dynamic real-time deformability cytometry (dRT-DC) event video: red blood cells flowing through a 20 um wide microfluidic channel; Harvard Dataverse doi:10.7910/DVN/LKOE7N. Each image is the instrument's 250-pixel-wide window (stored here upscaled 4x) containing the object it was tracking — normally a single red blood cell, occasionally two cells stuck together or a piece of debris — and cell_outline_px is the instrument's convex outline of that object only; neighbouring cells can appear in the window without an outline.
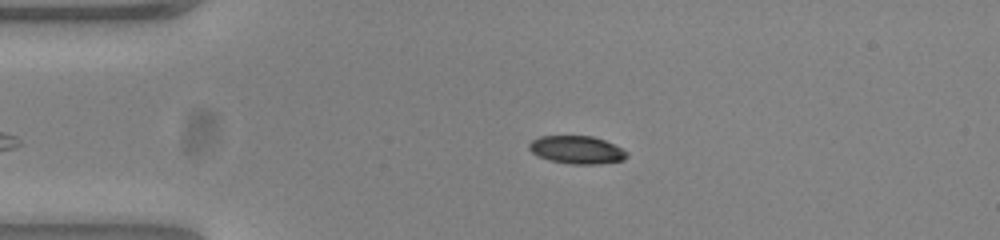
{"species": "common noctule bat (a hibernating species)", "species_latin": "Nyctalus noctula", "temperature_condition": "warm", "stored_images_in_passage": 35, "camera_frame_rate_fps": 3000, "um_per_image_px": 0.085, "animal": {"sex": "female", "body_mass_g": 23.0, "forearm_length_mm": 53.4}, "frame": {"image": 1, "passage_image": 4, "time_ms": 1.0, "image_size_px": [1000, 240], "cell_outline_px": [[628, 156], [624, 160], [600, 164], [572, 164], [548, 160], [532, 152], [528, 148], [528, 144], [532, 140], [540, 136], [592, 136], [604, 140], [628, 152]], "centroid_in_image_um": [49.03, 12.74], "position_along_channel_um": 36.0, "area_um2": 15.84}}
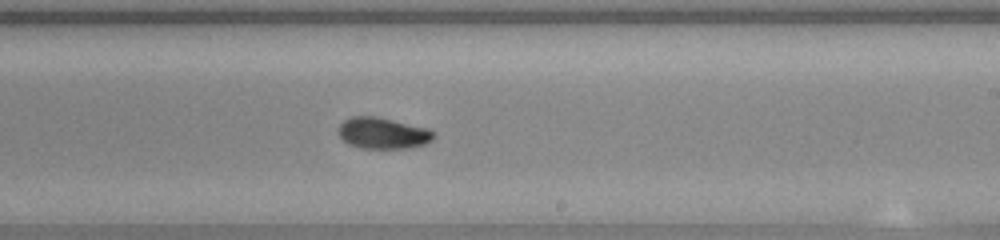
{"frame": {"image": 2, "passage_image": 24, "time_ms": 7.667, "image_size_px": [1000, 240], "cell_outline_px": [[432, 140], [424, 144], [408, 148], [360, 148], [348, 144], [340, 136], [340, 124], [344, 120], [352, 116], [376, 116], [428, 128], [432, 132]], "centroid_in_image_um": [32.52, 11.31], "position_along_channel_um": 256.5, "area_um2": 17.11}}
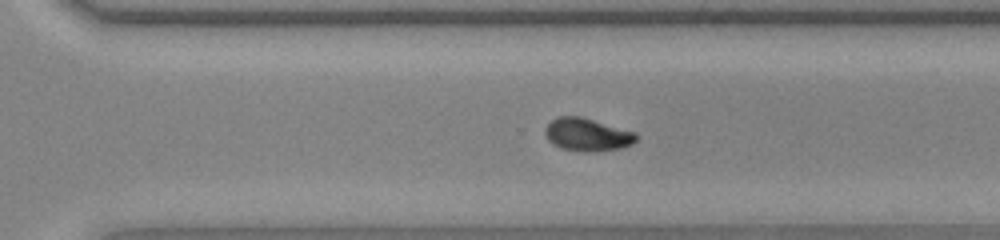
{"frame": {"image": 3, "passage_image": 29, "time_ms": 9.333, "image_size_px": [1000, 240], "cell_outline_px": [[636, 140], [632, 144], [620, 148], [596, 152], [584, 152], [564, 148], [552, 144], [548, 140], [544, 132], [544, 128], [552, 120], [560, 116], [580, 116], [636, 132]], "centroid_in_image_um": [49.91, 11.44], "position_along_channel_um": 320.7, "area_um2": 17.4}, "authors_computed_cell_mechanics": {"area_um2": 17.1088, "velocity_mm_per_s": 3.8545, "shape_relaxation_time_tau1_ms": 3.0625, "shape_relaxation_time_tau2_ms": 3.2038, "deformation_change_tau1": 0.1463, "deformation_change_tau2": 0.0436}}